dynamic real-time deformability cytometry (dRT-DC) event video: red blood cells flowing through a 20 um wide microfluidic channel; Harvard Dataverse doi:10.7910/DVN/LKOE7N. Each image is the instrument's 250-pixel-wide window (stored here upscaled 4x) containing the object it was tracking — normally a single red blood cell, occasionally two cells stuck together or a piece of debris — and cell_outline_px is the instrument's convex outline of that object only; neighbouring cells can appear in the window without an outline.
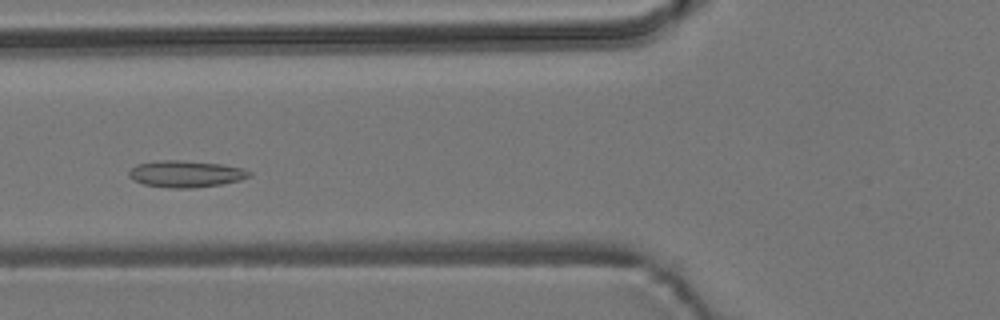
{"species": "common noctule bat (a hibernating species)", "species_latin": "Nyctalus noctula", "temperature_condition": "room temperature", "stored_images_in_passage": 51, "camera_frame_rate_fps": 3000, "um_per_image_px": 0.085, "animal": {"sex": "male", "body_mass_g": 19.2, "forearm_length_mm": 51.8}, "frame": {"image": 1, "passage_image": 17, "time_ms": 5.333, "image_size_px": [1000, 320], "cell_outline_px": [[252, 176], [240, 180], [220, 184], [192, 188], [168, 188], [144, 184], [132, 180], [128, 176], [128, 172], [136, 164], [156, 160], [180, 160], [220, 164], [244, 168], [252, 172]], "centroid_in_image_um": [15.78, 14.78], "position_along_channel_um": 110.0, "area_um2": 18.84}}
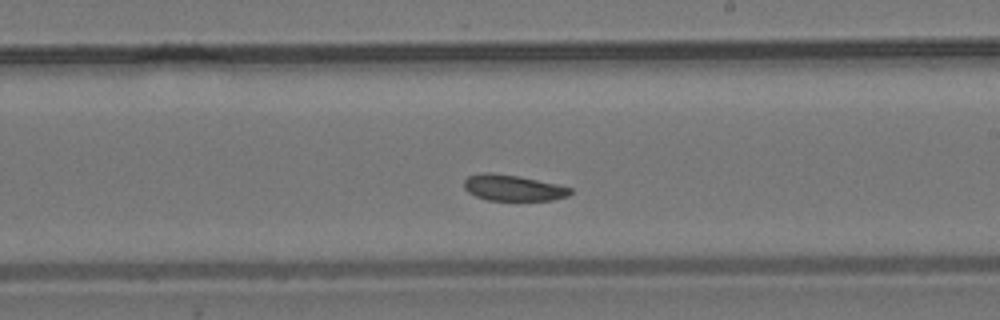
{"frame": {"image": 2, "passage_image": 28, "time_ms": 9.0, "image_size_px": [1000, 320], "cell_outline_px": [[572, 192], [568, 196], [552, 200], [488, 200], [476, 196], [468, 192], [464, 188], [464, 180], [468, 176], [484, 172], [488, 172], [516, 176], [560, 184], [572, 188]], "centroid_in_image_um": [43.63, 15.97], "position_along_channel_um": 245.4, "area_um2": 16.07}}
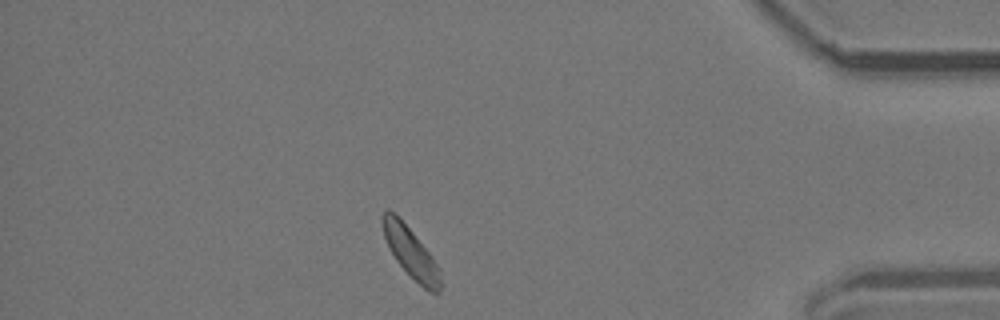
{"frame": {"image": 3, "passage_image": 44, "time_ms": 14.333, "image_size_px": [1000, 320], "cell_outline_px": [[440, 292], [436, 296], [428, 292], [396, 260], [384, 236], [380, 220], [380, 216], [388, 208], [396, 212], [432, 256], [440, 268]], "centroid_in_image_um": [34.91, 21.42], "position_along_channel_um": 400.3, "area_um2": 16.99}, "authors_computed_cell_mechanics": {"area_um2": 17.2244, "velocity_mm_per_s": 3.6979, "shape_relaxation_time_tau1_ms": 3.2567, "shape_relaxation_time_tau2_ms": 5.6026, "deformation_change_tau1": 0.0634, "deformation_change_tau2": 0.0848}}